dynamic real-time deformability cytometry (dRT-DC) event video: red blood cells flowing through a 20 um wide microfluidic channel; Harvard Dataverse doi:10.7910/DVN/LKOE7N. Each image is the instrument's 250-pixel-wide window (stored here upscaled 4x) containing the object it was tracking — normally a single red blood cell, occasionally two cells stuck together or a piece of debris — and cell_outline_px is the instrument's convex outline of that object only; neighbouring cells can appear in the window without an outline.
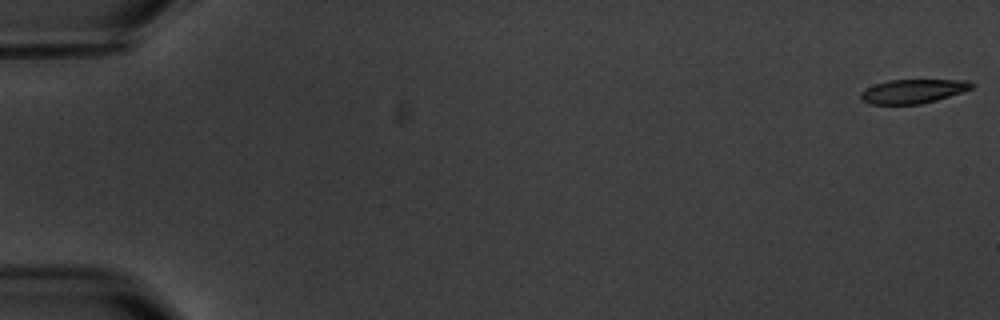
{"species": "common noctule bat (a hibernating species)", "species_latin": "Nyctalus noctula", "temperature_condition": "warm", "stored_images_in_passage": 6, "camera_frame_rate_fps": 3000, "um_per_image_px": 0.085, "animal": {"sex": "male", "body_mass_g": 20.1, "forearm_length_mm": 53.5}, "frame": {"image": 1, "passage_image": 1, "time_ms": 0.0, "image_size_px": [1000, 320], "cell_outline_px": [[976, 84], [972, 88], [936, 100], [920, 104], [868, 104], [860, 100], [860, 92], [876, 84], [888, 80], [972, 80]], "centroid_in_image_um": [77.6, 7.75], "position_along_channel_um": 7.4, "area_um2": 15.49}}
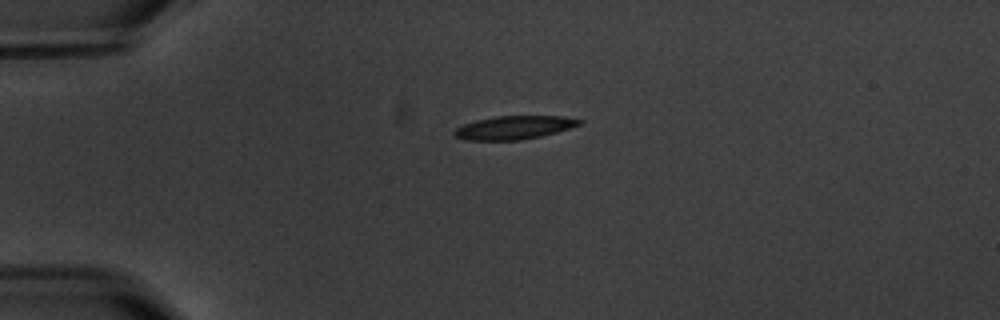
{"frame": {"image": 2, "passage_image": 5, "time_ms": 4.667, "image_size_px": [1000, 320], "cell_outline_px": [[584, 120], [580, 124], [556, 132], [540, 136], [520, 140], [468, 140], [456, 136], [452, 132], [456, 128], [464, 124], [476, 120], [496, 116], [564, 116]], "centroid_in_image_um": [43.69, 10.83], "position_along_channel_um": 41.3, "area_um2": 16.88}}